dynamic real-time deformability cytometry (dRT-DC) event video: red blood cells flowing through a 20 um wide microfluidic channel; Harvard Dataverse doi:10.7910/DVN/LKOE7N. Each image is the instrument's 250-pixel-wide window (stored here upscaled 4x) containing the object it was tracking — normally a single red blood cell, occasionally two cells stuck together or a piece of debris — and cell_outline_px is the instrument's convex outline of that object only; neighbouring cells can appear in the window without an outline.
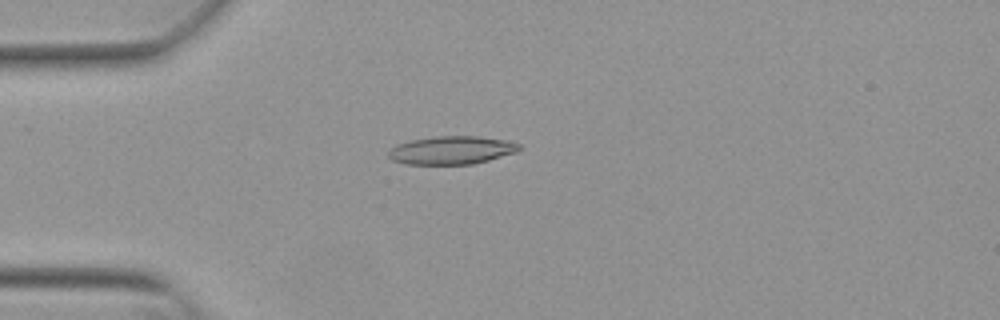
{"species": "Egyptian fruit bat (a non-hibernating species)", "species_latin": "Rousettus aegyptiacus", "temperature_condition": "warm", "stored_images_in_passage": 27, "camera_frame_rate_fps": 3000, "um_per_image_px": 0.085, "animal": {"sex": "female"}, "frame": {"image": 1, "passage_image": 12, "time_ms": 3.667, "image_size_px": [1000, 320], "cell_outline_px": [[520, 148], [516, 152], [488, 160], [472, 164], [404, 164], [392, 160], [388, 156], [388, 152], [396, 144], [412, 140], [436, 136], [480, 136], [508, 140], [520, 144]], "centroid_in_image_um": [38.38, 12.76], "position_along_channel_um": 46.6, "area_um2": 21.44}}
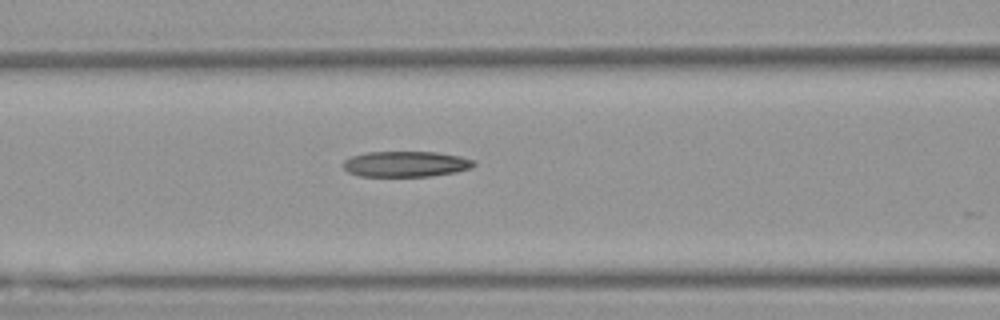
{"frame": {"image": 2, "passage_image": 20, "time_ms": 6.333, "image_size_px": [1000, 320], "cell_outline_px": [[476, 164], [472, 168], [456, 172], [428, 176], [360, 176], [348, 172], [340, 164], [344, 160], [352, 156], [368, 152], [436, 152], [460, 156], [476, 160]], "centroid_in_image_um": [34.51, 13.94], "position_along_channel_um": 132.1, "area_um2": 19.65}}
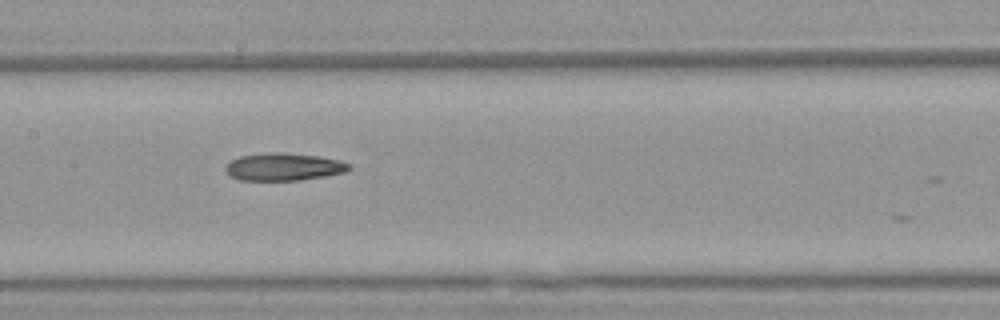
{"frame": {"image": 3, "passage_image": 24, "time_ms": 7.667, "image_size_px": [1000, 320], "cell_outline_px": [[352, 168], [344, 172], [324, 176], [300, 180], [240, 180], [228, 176], [224, 168], [232, 160], [240, 156], [276, 152], [284, 152], [320, 156], [340, 160], [352, 164]], "centroid_in_image_um": [24.13, 14.18], "position_along_channel_um": 183.3, "area_um2": 19.88}}